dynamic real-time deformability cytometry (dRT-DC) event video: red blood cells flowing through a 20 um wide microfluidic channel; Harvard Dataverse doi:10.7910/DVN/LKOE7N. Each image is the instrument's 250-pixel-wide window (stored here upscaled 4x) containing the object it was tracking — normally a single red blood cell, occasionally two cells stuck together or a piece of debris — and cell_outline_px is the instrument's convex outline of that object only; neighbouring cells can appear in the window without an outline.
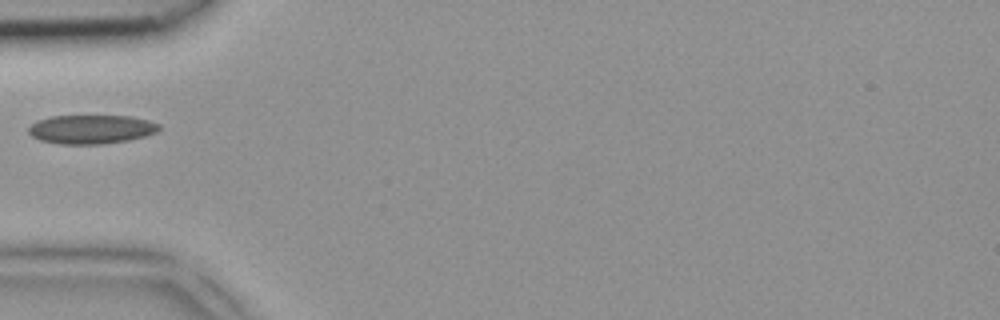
{"species": "common noctule bat (a hibernating species)", "species_latin": "Nyctalus noctula", "temperature_condition": "room temperature", "stored_images_in_passage": 1, "camera_frame_rate_fps": 3000, "um_per_image_px": 0.085, "animal": {"sex": "female", "body_mass_g": 18.4}, "frame": {"image": 1, "passage_image": 1, "time_ms": 0.0, "image_size_px": [1000, 320], "cell_outline_px": [[160, 128], [156, 132], [144, 136], [128, 140], [100, 144], [60, 144], [40, 140], [32, 136], [28, 132], [28, 128], [36, 120], [52, 116], [132, 116], [148, 120], [160, 124]], "centroid_in_image_um": [7.74, 10.98], "position_along_channel_um": 77.3, "area_um2": 21.96}}